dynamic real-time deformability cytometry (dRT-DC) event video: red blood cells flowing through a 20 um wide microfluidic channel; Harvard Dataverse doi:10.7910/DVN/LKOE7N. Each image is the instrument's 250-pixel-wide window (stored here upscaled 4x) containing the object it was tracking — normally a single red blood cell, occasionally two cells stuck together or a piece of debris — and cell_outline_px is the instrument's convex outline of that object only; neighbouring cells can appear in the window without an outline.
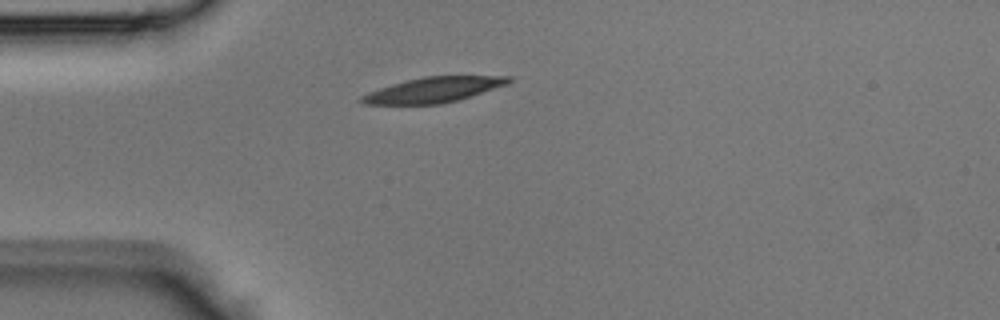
{"species": "Egyptian fruit bat (a non-hibernating species)", "species_latin": "Rousettus aegyptiacus", "temperature_condition": "room temperature", "stored_images_in_passage": 33, "camera_frame_rate_fps": 3000, "um_per_image_px": 0.085, "animal": {"sex": "male"}, "frame": {"image": 1, "passage_image": 1, "time_ms": 0.0, "image_size_px": [1000, 320], "cell_outline_px": [[512, 80], [508, 84], [460, 100], [440, 104], [364, 104], [360, 100], [360, 96], [368, 92], [392, 84], [424, 76], [512, 76]], "centroid_in_image_um": [36.88, 7.63], "position_along_channel_um": 48.1, "area_um2": 21.56}}
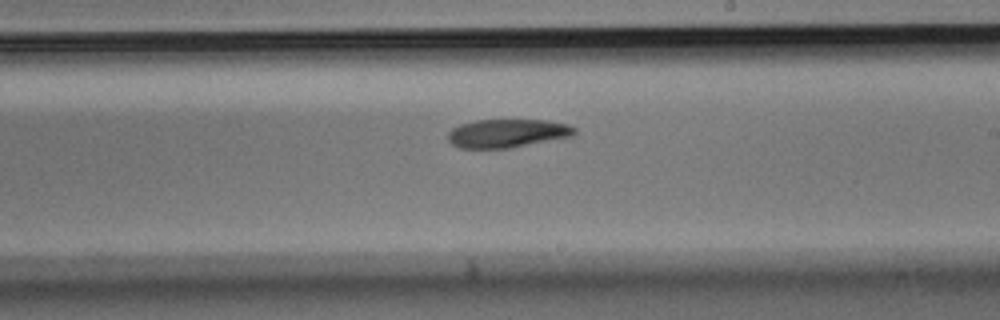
{"frame": {"image": 2, "passage_image": 15, "time_ms": 4.667, "image_size_px": [1000, 320], "cell_outline_px": [[576, 132], [572, 136], [508, 148], [460, 148], [452, 144], [448, 140], [448, 132], [452, 128], [460, 124], [476, 120], [544, 120], [568, 124], [576, 128]], "centroid_in_image_um": [43.1, 11.32], "position_along_channel_um": 245.9, "area_um2": 20.87}}
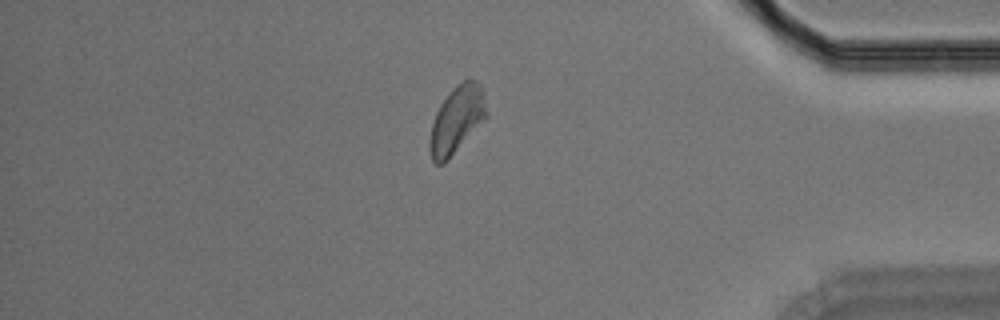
{"frame": {"image": 3, "passage_image": 27, "time_ms": 8.667, "image_size_px": [1000, 320], "cell_outline_px": [[488, 116], [448, 160], [444, 164], [436, 164], [432, 160], [428, 148], [428, 144], [432, 124], [436, 112], [440, 104], [456, 84], [468, 76], [480, 84], [484, 92], [488, 112]], "centroid_in_image_um": [38.84, 10.15], "position_along_channel_um": 396.4, "area_um2": 22.54}}